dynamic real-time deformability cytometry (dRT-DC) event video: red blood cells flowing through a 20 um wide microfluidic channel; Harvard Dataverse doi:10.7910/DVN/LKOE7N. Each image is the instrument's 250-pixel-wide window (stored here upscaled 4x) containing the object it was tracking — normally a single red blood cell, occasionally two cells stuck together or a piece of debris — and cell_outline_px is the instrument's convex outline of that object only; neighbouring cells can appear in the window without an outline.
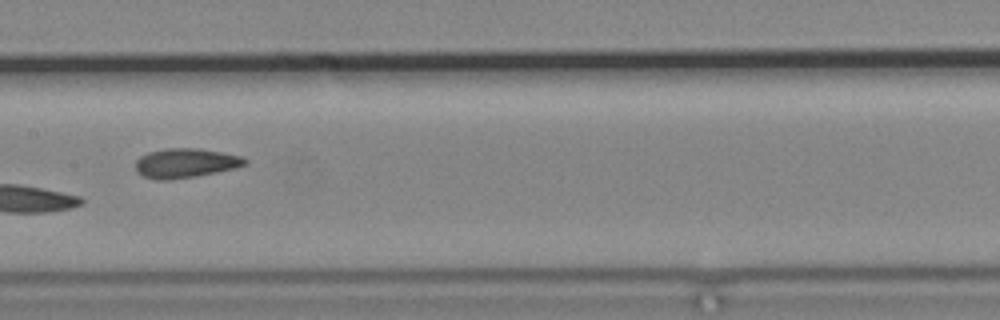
{"species": "common noctule bat (a hibernating species)", "species_latin": "Nyctalus noctula", "temperature_condition": "cold", "stored_images_in_passage": 6, "camera_frame_rate_fps": 3000, "um_per_image_px": 0.085, "animal": {"sex": "male", "body_mass_g": 19.2, "forearm_length_mm": 51.8}, "frame": {"image": 1, "passage_image": 5, "time_ms": 5.0, "image_size_px": [1000, 320], "cell_outline_px": [[248, 164], [236, 168], [196, 176], [172, 180], [156, 180], [144, 176], [136, 172], [136, 160], [140, 156], [148, 152], [164, 148], [196, 148], [220, 152], [240, 156], [248, 160]], "centroid_in_image_um": [15.75, 13.87], "position_along_channel_um": 191.7, "area_um2": 18.84}}